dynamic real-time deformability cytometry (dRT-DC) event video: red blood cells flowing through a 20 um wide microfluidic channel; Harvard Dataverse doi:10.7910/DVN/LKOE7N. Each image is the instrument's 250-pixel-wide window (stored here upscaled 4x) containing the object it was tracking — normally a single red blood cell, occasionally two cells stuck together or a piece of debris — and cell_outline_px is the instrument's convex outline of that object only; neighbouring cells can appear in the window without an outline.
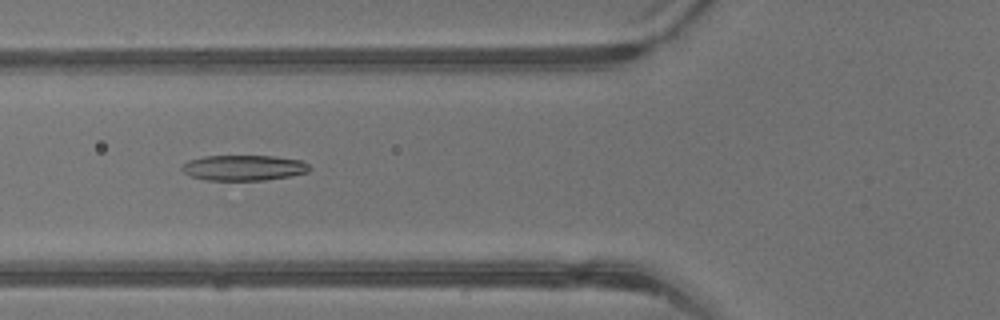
{"species": "common noctule bat (a hibernating species)", "species_latin": "Nyctalus noctula", "temperature_condition": "warm", "stored_images_in_passage": 42, "camera_frame_rate_fps": 3000, "um_per_image_px": 0.085, "animal": {"sex": "male", "body_mass_g": 13.3}, "frame": {"image": 1, "passage_image": 16, "time_ms": 5.0, "image_size_px": [1000, 320], "cell_outline_px": [[312, 168], [308, 172], [288, 176], [264, 180], [204, 180], [192, 176], [184, 172], [180, 168], [188, 160], [204, 156], [272, 156], [300, 160], [308, 164]], "centroid_in_image_um": [20.71, 14.26], "position_along_channel_um": 105.1, "area_um2": 18.84}}
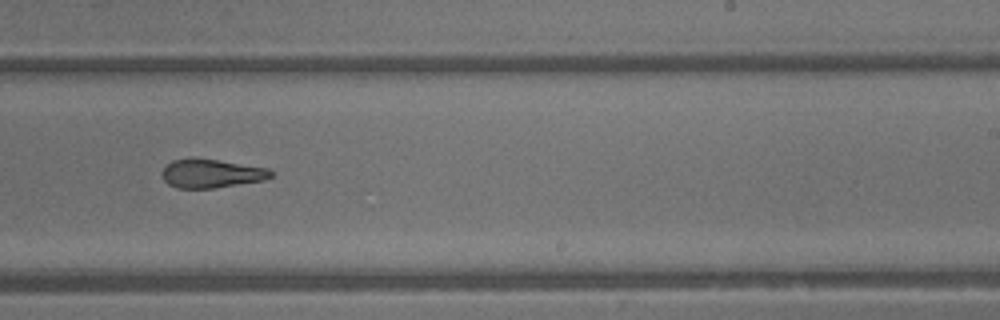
{"frame": {"image": 2, "passage_image": 26, "time_ms": 8.333, "image_size_px": [1000, 320], "cell_outline_px": [[272, 176], [264, 180], [212, 188], [176, 188], [168, 184], [164, 180], [160, 172], [172, 160], [192, 156], [268, 168], [272, 172]], "centroid_in_image_um": [17.9, 14.73], "position_along_channel_um": 271.1, "area_um2": 18.32}}
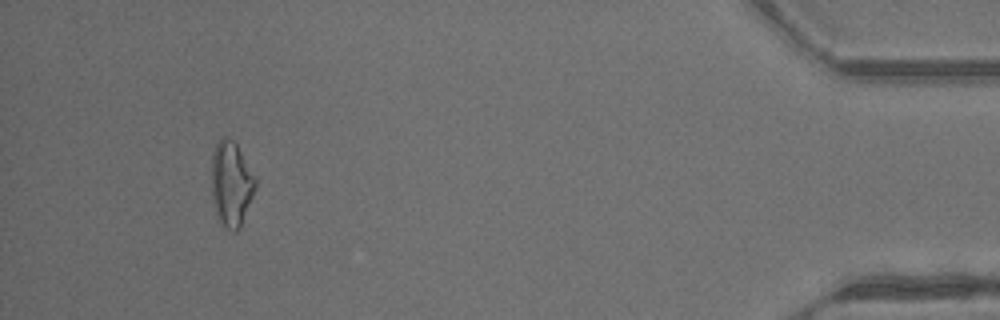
{"frame": {"image": 3, "passage_image": 39, "time_ms": 12.667, "image_size_px": [1000, 320], "cell_outline_px": [[256, 188], [240, 228], [236, 232], [232, 232], [224, 228], [216, 216], [212, 200], [212, 152], [220, 136], [224, 136], [232, 140], [236, 144], [256, 176]], "centroid_in_image_um": [19.65, 15.65], "position_along_channel_um": 415.5, "area_um2": 22.08}, "authors_computed_cell_mechanics": {"area_um2": 19.5942, "velocity_mm_per_s": 4.9797, "shape_relaxation_time_tau1_ms": 5.4118, "shape_relaxation_time_tau2_ms": 1.3663, "deformation_change_tau1": 0.1913, "deformation_change_tau2": 0.101}}